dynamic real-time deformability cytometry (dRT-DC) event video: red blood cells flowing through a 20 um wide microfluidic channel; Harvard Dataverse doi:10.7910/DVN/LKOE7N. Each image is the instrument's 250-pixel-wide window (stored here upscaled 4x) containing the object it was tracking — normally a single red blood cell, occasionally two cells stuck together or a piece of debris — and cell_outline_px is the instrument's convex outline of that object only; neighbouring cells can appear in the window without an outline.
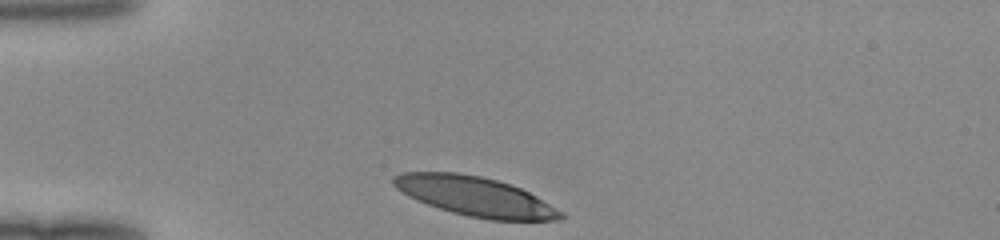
{"species": "human", "species_latin": "Homo sapiens", "temperature_condition": "room temperature", "stored_images_in_passage": 29, "camera_frame_rate_fps": 3000, "um_per_image_px": 0.085, "donor": {"sex": "female"}, "frame": {"image": 1, "passage_image": 1, "time_ms": 0.0, "image_size_px": [1000, 240], "cell_outline_px": [[564, 216], [560, 220], [488, 220], [468, 216], [452, 212], [416, 200], [408, 196], [396, 188], [392, 184], [392, 176], [400, 172], [456, 172], [480, 176], [496, 180], [520, 188], [536, 196], [564, 212]], "centroid_in_image_um": [40.36, 16.69], "position_along_channel_um": 44.6, "area_um2": 38.26}}
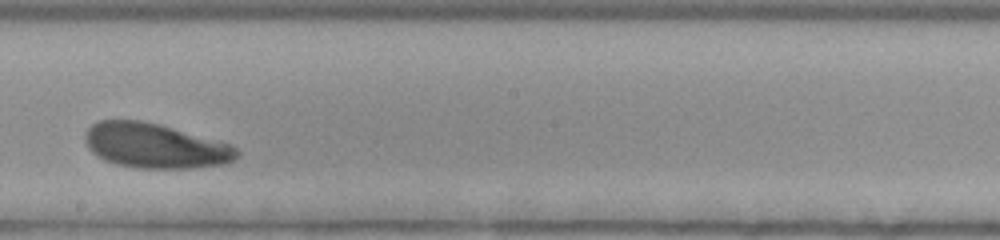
{"frame": {"image": 2, "passage_image": 17, "time_ms": 5.333, "image_size_px": [1000, 240], "cell_outline_px": [[240, 152], [232, 160], [224, 164], [192, 168], [136, 168], [116, 164], [104, 160], [92, 152], [88, 148], [84, 140], [84, 132], [92, 124], [100, 120], [140, 120], [160, 124], [232, 144]], "centroid_in_image_um": [13.16, 12.38], "position_along_channel_um": 235.0, "area_um2": 39.77}}
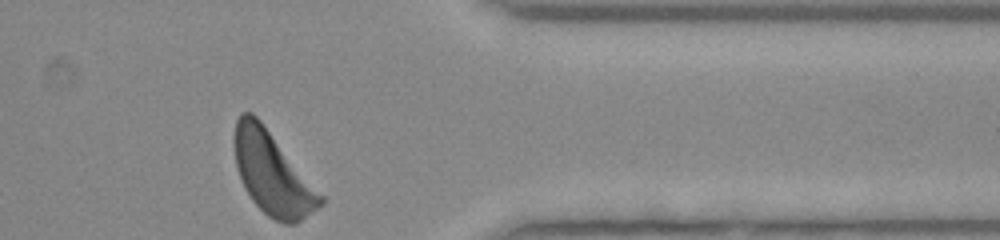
{"frame": {"image": 3, "passage_image": 29, "time_ms": 9.333, "image_size_px": [1000, 240], "cell_outline_px": [[324, 204], [296, 224], [284, 224], [268, 216], [252, 200], [244, 188], [236, 168], [232, 144], [232, 136], [236, 120], [240, 112], [252, 112], [260, 120], [324, 196]], "centroid_in_image_um": [23.12, 14.73], "position_along_channel_um": 388.3, "area_um2": 41.67}}